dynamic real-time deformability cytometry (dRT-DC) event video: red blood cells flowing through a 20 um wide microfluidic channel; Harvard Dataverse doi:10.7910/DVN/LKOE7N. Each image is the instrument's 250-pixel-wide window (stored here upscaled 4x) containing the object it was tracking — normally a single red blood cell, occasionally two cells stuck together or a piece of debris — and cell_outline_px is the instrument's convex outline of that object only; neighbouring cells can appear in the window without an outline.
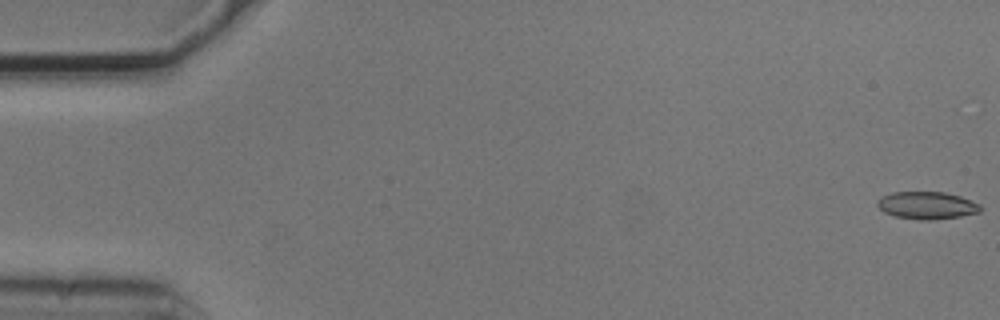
{"species": "common noctule bat (a hibernating species)", "species_latin": "Nyctalus noctula", "temperature_condition": "cold", "stored_images_in_passage": 5, "camera_frame_rate_fps": 3000, "um_per_image_px": 0.085, "animal": {"sex": "male", "body_mass_g": 20.5, "forearm_length_mm": 52.5}, "frame": {"image": 1, "passage_image": 1, "time_ms": 0.0, "image_size_px": [1000, 320], "cell_outline_px": [[980, 212], [960, 216], [932, 220], [920, 220], [896, 216], [884, 212], [876, 204], [876, 200], [880, 196], [892, 192], [944, 192], [960, 196], [980, 204]], "centroid_in_image_um": [78.75, 17.45], "position_along_channel_um": 6.2, "area_um2": 16.47}}
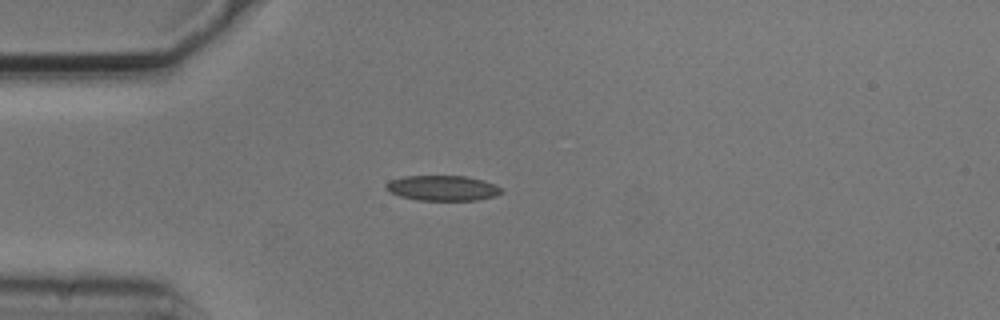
{"frame": {"image": 2, "passage_image": 5, "time_ms": 1.333, "image_size_px": [1000, 320], "cell_outline_px": [[504, 192], [496, 196], [476, 200], [416, 200], [400, 196], [388, 192], [384, 188], [384, 184], [388, 180], [404, 176], [468, 176], [484, 180], [496, 184], [504, 188]], "centroid_in_image_um": [37.62, 15.98], "position_along_channel_um": 47.4, "area_um2": 17.4}}